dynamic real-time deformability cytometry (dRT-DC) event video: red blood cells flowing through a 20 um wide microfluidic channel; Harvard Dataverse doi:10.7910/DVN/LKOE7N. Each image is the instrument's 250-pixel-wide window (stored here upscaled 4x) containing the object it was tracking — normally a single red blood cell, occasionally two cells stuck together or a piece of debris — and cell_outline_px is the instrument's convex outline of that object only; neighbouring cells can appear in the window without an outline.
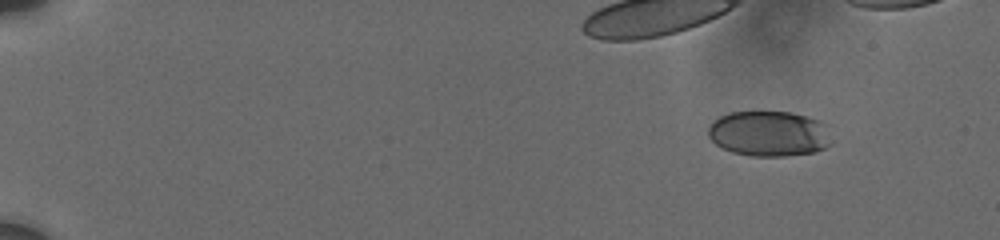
{"species": "human", "species_latin": "Homo sapiens", "temperature_condition": "cold", "stored_images_in_passage": 22, "camera_frame_rate_fps": 3000, "um_per_image_px": 0.085, "donor": {"sex": "male"}, "frame": {"image": 1, "passage_image": 7, "time_ms": 2.333, "image_size_px": [1000, 240], "cell_outline_px": [[832, 144], [824, 148], [812, 152], [784, 156], [752, 156], [732, 152], [716, 144], [708, 136], [708, 124], [712, 120], [728, 112], [756, 108], [788, 112], [808, 116], [832, 124]], "centroid_in_image_um": [65.41, 11.29], "position_along_channel_um": 19.6, "area_um2": 34.22}}
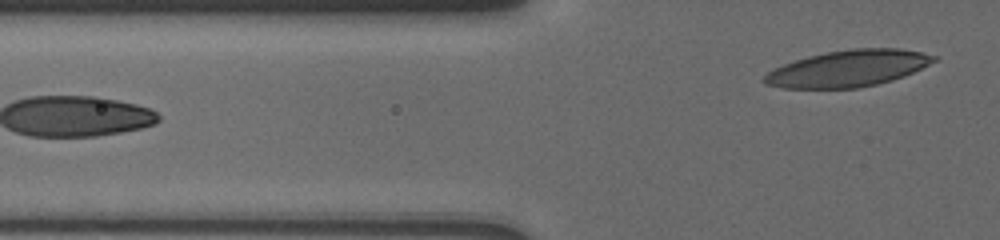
{"frame": {"image": 2, "passage_image": 22, "time_ms": 9.0, "image_size_px": [1000, 240], "cell_outline_px": [[940, 56], [936, 60], [904, 76], [892, 80], [860, 88], [784, 88], [764, 84], [764, 76], [772, 68], [808, 56], [828, 52], [852, 48], [900, 48]], "centroid_in_image_um": [72.09, 5.82], "position_along_channel_um": 53.7, "area_um2": 35.89}}